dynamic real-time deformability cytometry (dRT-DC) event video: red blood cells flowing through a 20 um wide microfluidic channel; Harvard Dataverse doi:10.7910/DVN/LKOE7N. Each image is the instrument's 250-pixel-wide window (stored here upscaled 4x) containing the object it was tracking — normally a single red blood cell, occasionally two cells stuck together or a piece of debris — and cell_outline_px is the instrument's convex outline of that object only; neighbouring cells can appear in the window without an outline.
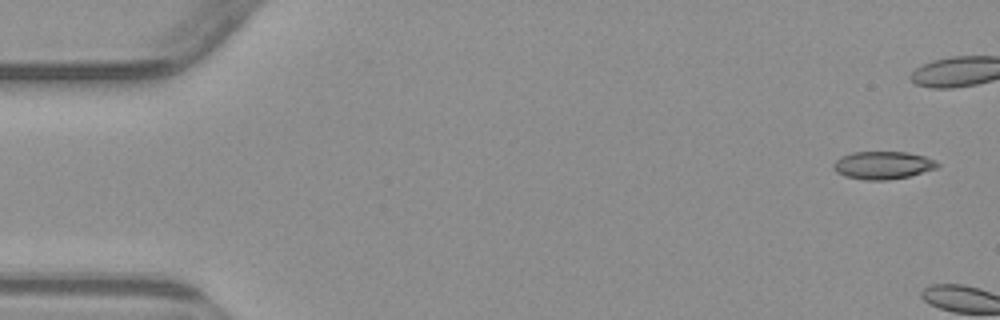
{"species": "common noctule bat (a hibernating species)", "species_latin": "Nyctalus noctula", "temperature_condition": "warm", "stored_images_in_passage": 2, "camera_frame_rate_fps": 3000, "um_per_image_px": 0.085, "animal": {"sex": "male", "body_mass_g": 23.1, "forearm_length_mm": 52.7}, "frame": {"image": 1, "passage_image": 1, "time_ms": 0.0, "image_size_px": [1000, 320], "cell_outline_px": [[940, 164], [936, 168], [908, 176], [888, 180], [864, 180], [844, 176], [836, 172], [832, 168], [832, 164], [840, 156], [852, 152], [908, 152], [924, 156], [936, 160]], "centroid_in_image_um": [75.0, 14.04], "position_along_channel_um": 10.0, "area_um2": 16.94}}